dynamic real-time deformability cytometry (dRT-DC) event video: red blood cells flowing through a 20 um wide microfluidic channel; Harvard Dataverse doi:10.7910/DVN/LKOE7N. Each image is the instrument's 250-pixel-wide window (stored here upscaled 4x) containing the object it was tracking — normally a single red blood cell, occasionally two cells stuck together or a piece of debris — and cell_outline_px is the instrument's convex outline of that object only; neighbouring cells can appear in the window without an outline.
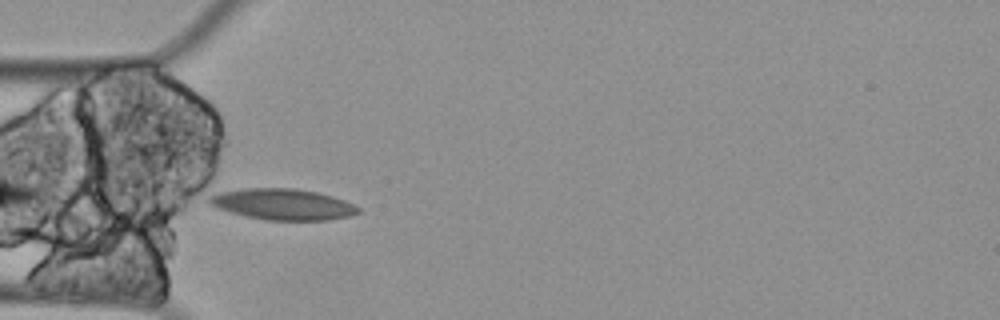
{"species": "Egyptian fruit bat (a non-hibernating species)", "species_latin": "Rousettus aegyptiacus", "temperature_condition": "cold", "stored_images_in_passage": 5, "camera_frame_rate_fps": 3000, "um_per_image_px": 0.085, "animal": {"sex": "female"}, "frame": {"image": 1, "passage_image": 1, "time_ms": 0.0, "image_size_px": [1000, 320], "cell_outline_px": [[360, 212], [348, 216], [328, 220], [264, 220], [244, 216], [216, 208], [208, 204], [208, 196], [220, 192], [244, 188], [292, 188], [316, 192], [332, 196], [344, 200], [360, 208]], "centroid_in_image_um": [23.99, 17.37], "position_along_channel_um": 61.0, "area_um2": 26.99}}
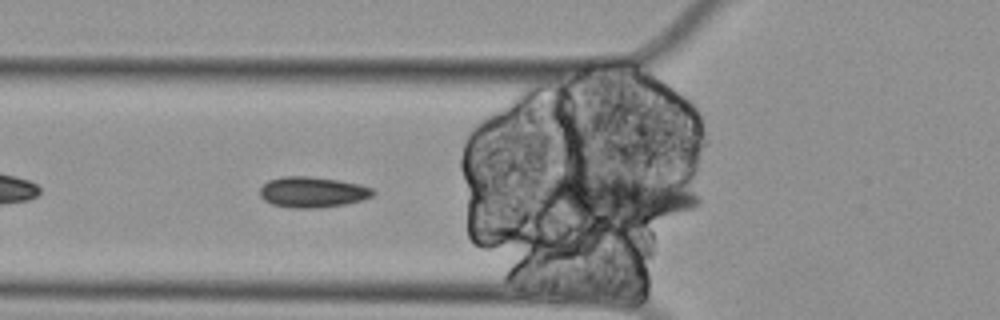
{"frame": {"image": 2, "passage_image": 2, "time_ms": 0.333, "image_size_px": [1000, 320], "cell_outline_px": [[376, 192], [372, 196], [360, 200], [344, 204], [320, 208], [292, 208], [272, 204], [264, 200], [260, 196], [260, 188], [268, 180], [284, 176], [308, 176], [336, 180], [360, 184], [372, 188]], "centroid_in_image_um": [26.54, 16.33], "position_along_channel_um": 99.3, "area_um2": 20.17}}